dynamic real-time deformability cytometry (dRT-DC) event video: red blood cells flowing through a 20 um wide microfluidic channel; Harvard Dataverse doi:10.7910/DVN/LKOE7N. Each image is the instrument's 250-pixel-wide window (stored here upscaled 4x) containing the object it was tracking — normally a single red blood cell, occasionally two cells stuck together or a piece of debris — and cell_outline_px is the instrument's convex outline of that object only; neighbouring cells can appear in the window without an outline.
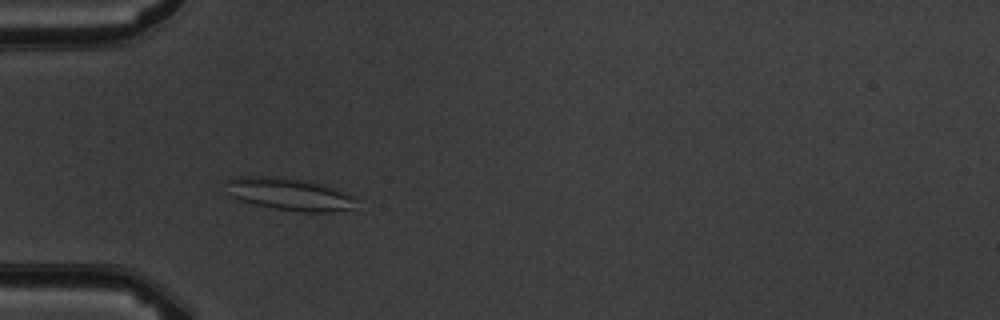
{"species": "common noctule bat (a hibernating species)", "species_latin": "Nyctalus noctula", "temperature_condition": "warm", "stored_images_in_passage": 4, "camera_frame_rate_fps": 3000, "um_per_image_px": 0.085, "animal": {"sex": "male", "body_mass_g": 19.5, "forearm_length_mm": 54.6}, "frame": {"image": 1, "passage_image": 3, "time_ms": 2.333, "image_size_px": [1000, 320], "cell_outline_px": [[356, 200], [352, 208], [328, 212], [300, 212], [276, 208], [256, 204], [240, 200], [232, 196], [228, 180], [240, 176], [276, 176], [300, 180], [320, 184], [356, 196]], "centroid_in_image_um": [24.64, 16.51], "position_along_channel_um": 60.4, "area_um2": 23.81}}
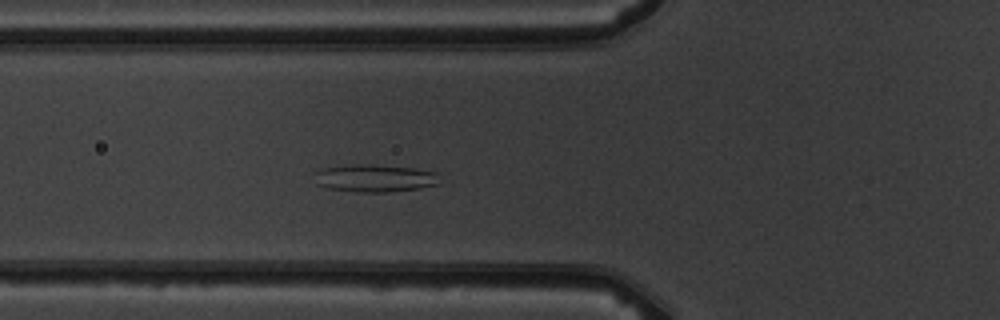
{"frame": {"image": 2, "passage_image": 4, "time_ms": 3.333, "image_size_px": [1000, 320], "cell_outline_px": [[440, 184], [420, 188], [388, 192], [356, 192], [328, 188], [316, 184], [316, 172], [320, 168], [360, 164], [372, 164], [412, 168], [436, 172]], "centroid_in_image_um": [31.86, 15.15], "position_along_channel_um": 93.9, "area_um2": 20.06}}